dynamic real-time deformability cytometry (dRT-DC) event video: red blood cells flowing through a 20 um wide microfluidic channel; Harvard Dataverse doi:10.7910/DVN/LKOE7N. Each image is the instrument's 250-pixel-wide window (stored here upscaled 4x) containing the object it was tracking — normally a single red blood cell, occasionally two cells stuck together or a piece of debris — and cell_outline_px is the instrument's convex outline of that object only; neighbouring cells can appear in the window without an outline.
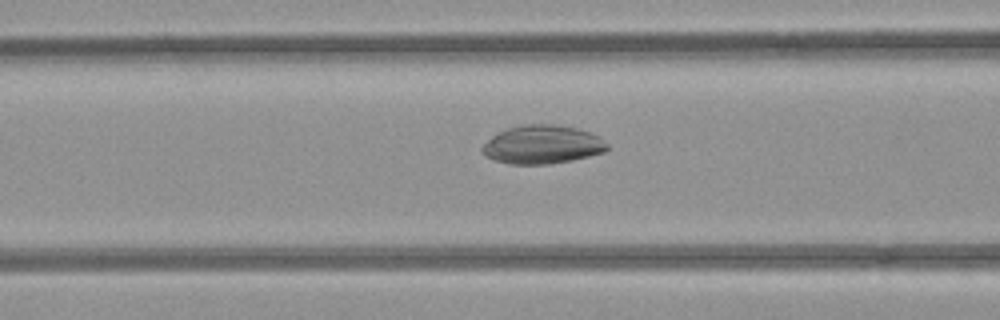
{"species": "common noctule bat (a hibernating species)", "species_latin": "Nyctalus noctula", "temperature_condition": "room temperature", "stored_images_in_passage": 9, "camera_frame_rate_fps": 3000, "um_per_image_px": 0.085, "animal": {"sex": "female", "body_mass_g": 21.9}, "frame": {"image": 1, "passage_image": 7, "time_ms": 2.0, "image_size_px": [1000, 320], "cell_outline_px": [[608, 148], [604, 152], [572, 160], [548, 164], [508, 164], [484, 156], [480, 152], [480, 148], [492, 136], [508, 128], [520, 124], [552, 124], [576, 128], [600, 136], [608, 144]], "centroid_in_image_um": [46.08, 12.29], "position_along_channel_um": 120.5, "area_um2": 28.09}}